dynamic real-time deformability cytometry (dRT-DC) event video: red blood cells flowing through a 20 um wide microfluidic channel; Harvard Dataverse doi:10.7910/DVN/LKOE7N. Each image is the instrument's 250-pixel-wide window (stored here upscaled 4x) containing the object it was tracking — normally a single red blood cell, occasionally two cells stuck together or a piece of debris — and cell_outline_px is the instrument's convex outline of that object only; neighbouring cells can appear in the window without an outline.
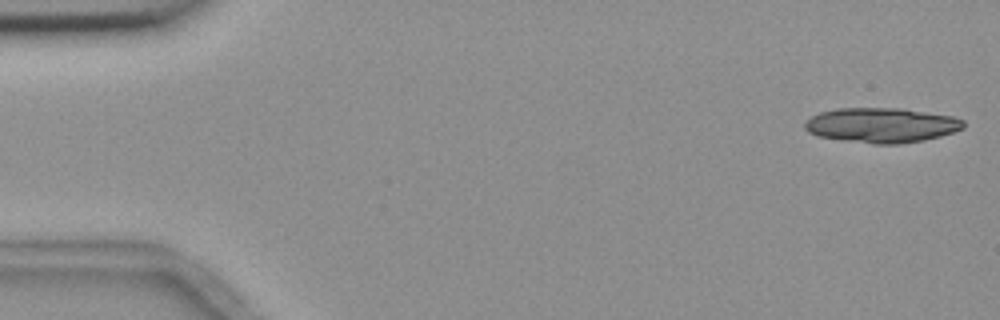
{"species": "common noctule bat (a hibernating species)", "species_latin": "Nyctalus noctula", "temperature_condition": "room temperature", "stored_images_in_passage": 5, "camera_frame_rate_fps": 3000, "um_per_image_px": 0.085, "animal": {"sex": "female", "body_mass_g": 18.4}, "frame": {"image": 1, "passage_image": 1, "time_ms": 0.0, "image_size_px": [1000, 320], "cell_outline_px": [[964, 128], [940, 136], [924, 140], [900, 144], [876, 144], [816, 136], [808, 132], [804, 128], [804, 124], [812, 116], [820, 112], [836, 108], [904, 108], [952, 116], [964, 120]], "centroid_in_image_um": [74.93, 10.63], "position_along_channel_um": 10.1, "area_um2": 32.25}}